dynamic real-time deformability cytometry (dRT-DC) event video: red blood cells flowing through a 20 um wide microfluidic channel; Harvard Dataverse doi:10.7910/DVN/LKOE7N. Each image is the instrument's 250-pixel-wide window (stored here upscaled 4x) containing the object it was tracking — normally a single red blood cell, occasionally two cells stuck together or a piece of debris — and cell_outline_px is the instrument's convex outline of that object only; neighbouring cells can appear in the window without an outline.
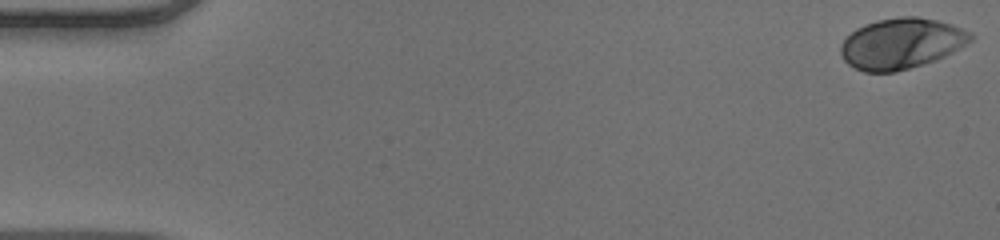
{"species": "human", "species_latin": "Homo sapiens", "temperature_condition": "warm", "stored_images_in_passage": 51, "camera_frame_rate_fps": 3000, "um_per_image_px": 0.085, "donor": {"sex": "male"}, "frame": {"image": 1, "passage_image": 1, "time_ms": 0.0, "image_size_px": [1000, 240], "cell_outline_px": [[972, 40], [952, 52], [936, 60], [896, 72], [864, 72], [848, 64], [844, 60], [840, 52], [840, 44], [856, 28], [864, 24], [876, 20], [900, 16], [916, 16], [936, 20], [952, 24], [972, 32]], "centroid_in_image_um": [76.6, 3.69], "position_along_channel_um": 8.4, "area_um2": 38.38}}
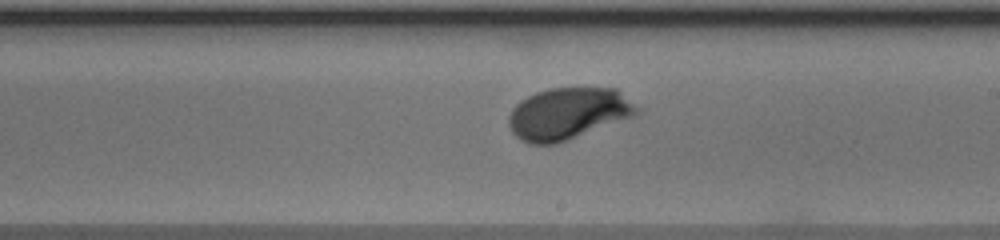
{"frame": {"image": 2, "passage_image": 30, "time_ms": 9.667, "image_size_px": [1000, 240], "cell_outline_px": [[640, 112], [632, 116], [568, 140], [556, 144], [528, 144], [520, 140], [512, 132], [508, 124], [508, 116], [512, 108], [520, 100], [536, 92], [548, 88], [616, 88], [640, 108]], "centroid_in_image_um": [48.25, 9.65], "position_along_channel_um": 240.8, "area_um2": 38.61}}
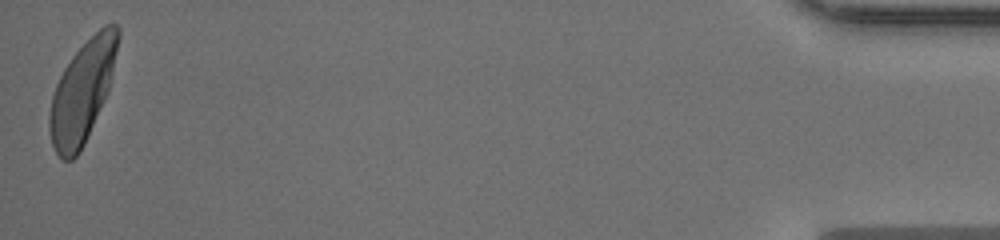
{"frame": {"image": 3, "passage_image": 51, "time_ms": 16.667, "image_size_px": [1000, 240], "cell_outline_px": [[120, 36], [108, 92], [84, 144], [80, 152], [72, 160], [64, 160], [56, 152], [52, 144], [48, 128], [48, 116], [52, 96], [56, 84], [64, 68], [72, 56], [104, 24], [116, 24], [120, 28]], "centroid_in_image_um": [6.99, 7.8], "position_along_channel_um": 428.2, "area_um2": 40.06}, "authors_computed_cell_mechanics": {"area_um2": 38.0324, "velocity_mm_per_s": 4.0, "shape_relaxation_time_tau1_ms": 1.9453, "shape_relaxation_time_tau2_ms": null, "deformation_change_tau1": 0.1471, "deformation_change_tau2": null}}